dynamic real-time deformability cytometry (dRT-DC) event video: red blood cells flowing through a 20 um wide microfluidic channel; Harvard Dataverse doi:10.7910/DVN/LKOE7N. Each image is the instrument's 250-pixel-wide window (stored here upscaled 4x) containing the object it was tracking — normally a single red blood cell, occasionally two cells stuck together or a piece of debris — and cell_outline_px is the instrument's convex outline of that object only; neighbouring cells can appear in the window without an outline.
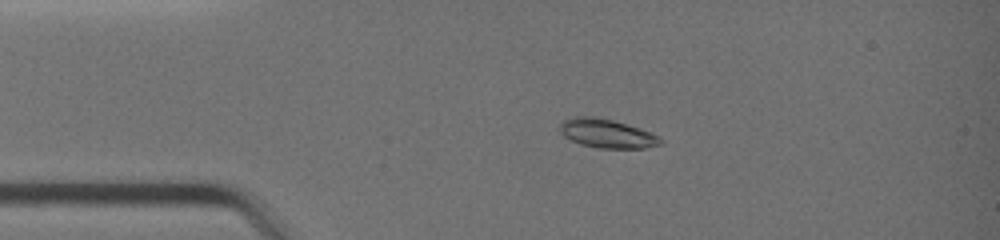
{"species": "common noctule bat (a hibernating species)", "species_latin": "Nyctalus noctula", "temperature_condition": "warm", "stored_images_in_passage": 33, "camera_frame_rate_fps": 3000, "um_per_image_px": 0.085, "animal": {"sex": "female", "body_mass_g": 19.0, "forearm_length_mm": 51.5}, "frame": {"image": 1, "passage_image": 1, "time_ms": 0.0, "image_size_px": [1000, 240], "cell_outline_px": [[664, 144], [644, 148], [600, 148], [580, 144], [564, 136], [560, 132], [560, 124], [564, 120], [572, 116], [596, 116], [612, 120], [640, 128], [652, 132], [660, 136], [664, 140]], "centroid_in_image_um": [51.63, 11.34], "position_along_channel_um": 33.4, "area_um2": 17.11}}
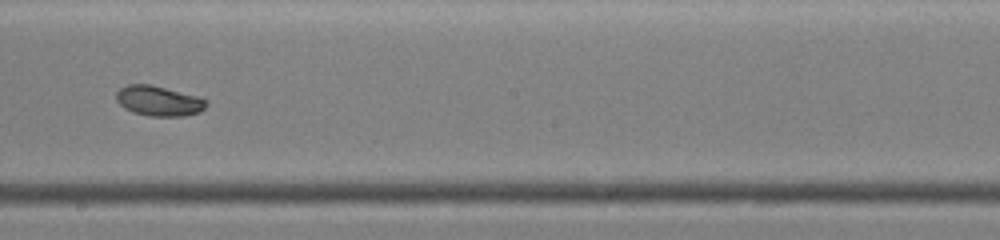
{"frame": {"image": 2, "passage_image": 16, "time_ms": 5.0, "image_size_px": [1000, 240], "cell_outline_px": [[208, 104], [200, 112], [184, 116], [148, 116], [132, 112], [124, 108], [116, 100], [116, 92], [120, 88], [128, 84], [152, 84], [200, 96], [208, 100]], "centroid_in_image_um": [13.52, 8.57], "position_along_channel_um": 234.7, "area_um2": 16.13}}
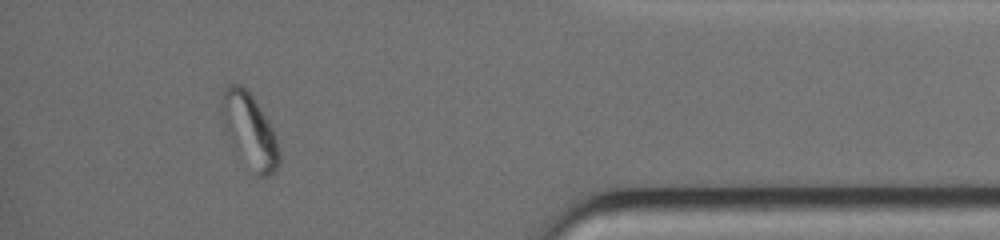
{"frame": {"image": 3, "passage_image": 29, "time_ms": 9.333, "image_size_px": [1000, 240], "cell_outline_px": [[280, 164], [268, 176], [256, 176], [224, 132], [220, 116], [220, 104], [224, 88], [228, 84], [240, 84], [248, 88], [268, 120], [276, 136], [280, 152]], "centroid_in_image_um": [21.19, 11.04], "position_along_channel_um": 414.0, "area_um2": 25.09}, "authors_computed_cell_mechanics": {"area_um2": 16.9354, "velocity_mm_per_s": 4.7495, "shape_relaxation_time_tau1_ms": 5.5912, "shape_relaxation_time_tau2_ms": null, "deformation_change_tau1": 0.154, "deformation_change_tau2": null}}